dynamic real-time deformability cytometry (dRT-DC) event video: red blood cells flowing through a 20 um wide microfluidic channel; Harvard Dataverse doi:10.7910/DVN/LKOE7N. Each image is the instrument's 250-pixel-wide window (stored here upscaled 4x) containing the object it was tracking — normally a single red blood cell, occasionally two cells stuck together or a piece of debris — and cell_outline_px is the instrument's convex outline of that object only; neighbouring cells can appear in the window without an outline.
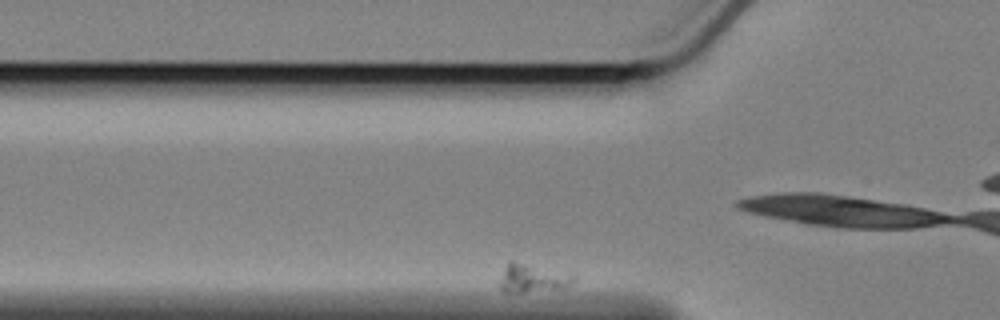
{"species": "Egyptian fruit bat (a non-hibernating species)", "species_latin": "Rousettus aegyptiacus", "temperature_condition": "cold", "stored_images_in_passage": 40, "camera_frame_rate_fps": 3000, "um_per_image_px": 0.085, "animal": {"sex": "female"}, "frame": {"image": 1, "passage_image": 3, "time_ms": 0.667, "image_size_px": [1000, 320], "cell_outline_px": [[576, 276], [572, 284], [564, 288], [524, 292], [504, 292], [500, 288], [500, 280], [508, 260], [512, 260]], "centroid_in_image_um": [45.24, 23.66], "position_along_channel_um": 80.6, "area_um2": 11.96}}
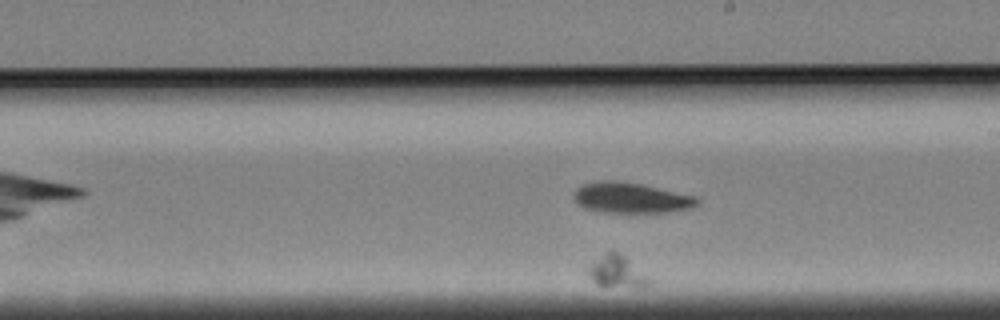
{"frame": {"image": 2, "passage_image": 28, "time_ms": 9.0, "image_size_px": [1000, 320], "cell_outline_px": [[652, 284], [648, 288], [636, 288], [596, 284], [592, 280], [588, 272], [588, 268], [592, 264], [608, 252], [616, 252], [624, 256], [652, 280]], "centroid_in_image_um": [52.53, 23.15], "position_along_channel_um": 236.5, "area_um2": 11.04}}
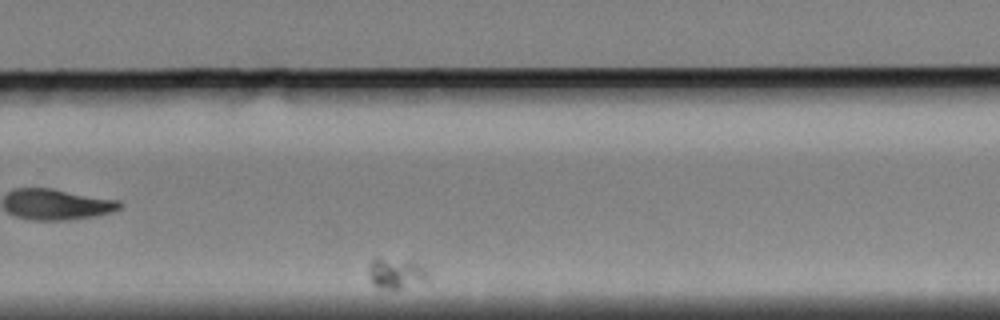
{"frame": {"image": 3, "passage_image": 36, "time_ms": 11.667, "image_size_px": [1000, 320], "cell_outline_px": [[428, 280], [400, 288], [376, 288], [372, 284], [368, 272], [368, 264], [372, 260], [412, 260], [428, 268]], "centroid_in_image_um": [33.69, 23.24], "position_along_channel_um": 296.1, "area_um2": 10.46}}